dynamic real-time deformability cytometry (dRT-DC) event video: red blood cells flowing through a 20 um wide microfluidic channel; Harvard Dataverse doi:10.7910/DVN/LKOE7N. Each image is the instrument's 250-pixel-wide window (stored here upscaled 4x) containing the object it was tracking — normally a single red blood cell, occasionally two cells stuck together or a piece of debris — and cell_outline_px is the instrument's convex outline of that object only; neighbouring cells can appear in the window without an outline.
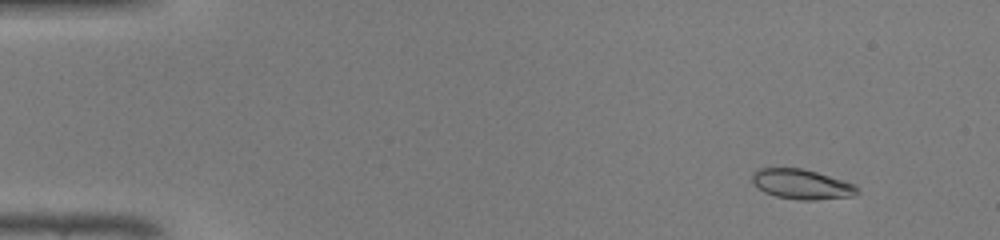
{"species": "common noctule bat (a hibernating species)", "species_latin": "Nyctalus noctula", "temperature_condition": "warm", "stored_images_in_passage": 48, "camera_frame_rate_fps": 3000, "um_per_image_px": 0.085, "animal": {"sex": "male", "body_mass_g": 19.0, "forearm_length_mm": 50.8}, "frame": {"image": 1, "passage_image": 5, "time_ms": 1.333, "image_size_px": [1000, 240], "cell_outline_px": [[860, 192], [856, 196], [816, 200], [800, 200], [776, 196], [764, 192], [752, 180], [752, 172], [756, 168], [804, 168], [844, 180], [856, 184], [860, 188]], "centroid_in_image_um": [68.21, 15.65], "position_along_channel_um": 16.8, "area_um2": 18.61}}
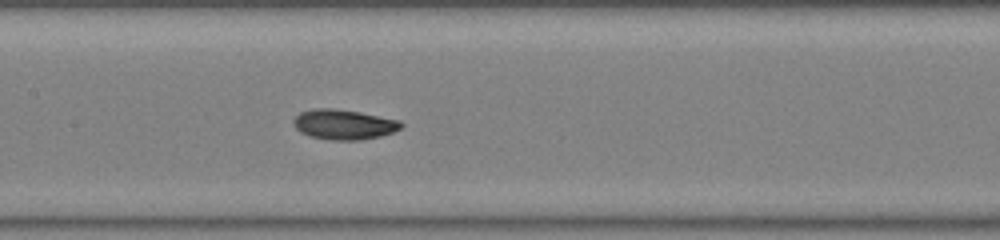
{"frame": {"image": 2, "passage_image": 24, "time_ms": 7.667, "image_size_px": [1000, 240], "cell_outline_px": [[404, 124], [400, 128], [392, 132], [380, 136], [360, 140], [332, 140], [312, 136], [300, 132], [296, 128], [292, 120], [300, 112], [312, 108], [332, 108], [360, 112], [400, 120]], "centroid_in_image_um": [29.22, 10.57], "position_along_channel_um": 178.2, "area_um2": 18.79}}
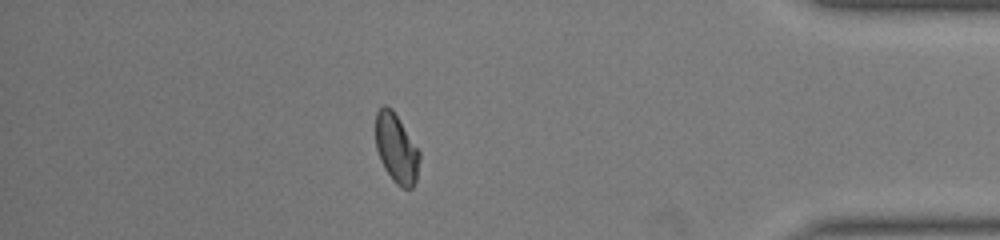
{"frame": {"image": 3, "passage_image": 42, "time_ms": 13.667, "image_size_px": [1000, 240], "cell_outline_px": [[420, 156], [416, 180], [412, 188], [400, 188], [392, 180], [384, 168], [380, 160], [376, 148], [376, 112], [384, 104], [392, 108], [420, 152]], "centroid_in_image_um": [33.68, 12.63], "position_along_channel_um": 401.5, "area_um2": 17.69}, "authors_computed_cell_mechanics": {"area_um2": 18.0625, "velocity_mm_per_s": 4.313, "shape_relaxation_time_tau1_ms": 2.6435, "shape_relaxation_time_tau2_ms": 1.7542, "deformation_change_tau1": 0.1456, "deformation_change_tau2": 0.0582}}